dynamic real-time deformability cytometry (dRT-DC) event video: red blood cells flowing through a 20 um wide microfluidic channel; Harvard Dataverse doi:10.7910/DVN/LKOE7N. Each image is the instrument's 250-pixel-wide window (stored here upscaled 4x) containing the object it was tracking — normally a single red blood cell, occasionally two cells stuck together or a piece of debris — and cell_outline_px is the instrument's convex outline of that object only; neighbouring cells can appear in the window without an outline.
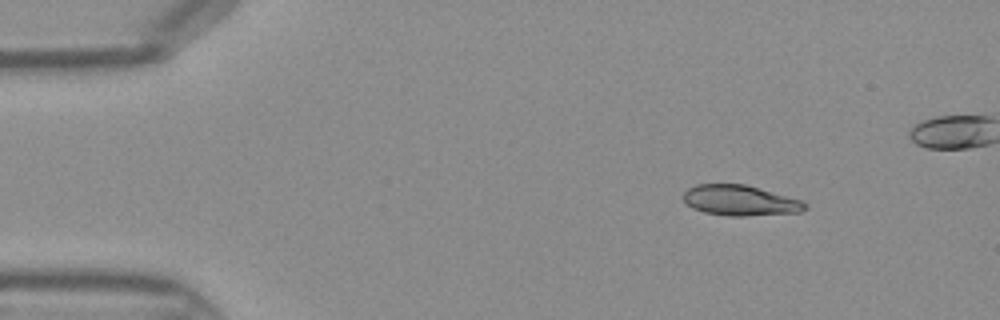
{"species": "Egyptian fruit bat (a non-hibernating species)", "species_latin": "Rousettus aegyptiacus", "temperature_condition": "warm", "stored_images_in_passage": 36, "camera_frame_rate_fps": 3000, "um_per_image_px": 0.085, "frame": {"image": 1, "passage_image": 1, "time_ms": 0.0, "image_size_px": [1000, 320], "cell_outline_px": [[808, 208], [800, 212], [744, 216], [728, 216], [704, 212], [692, 208], [684, 200], [684, 192], [688, 188], [696, 184], [744, 184], [800, 200], [808, 204]], "centroid_in_image_um": [62.9, 17.04], "position_along_channel_um": 22.1, "area_um2": 21.39}}
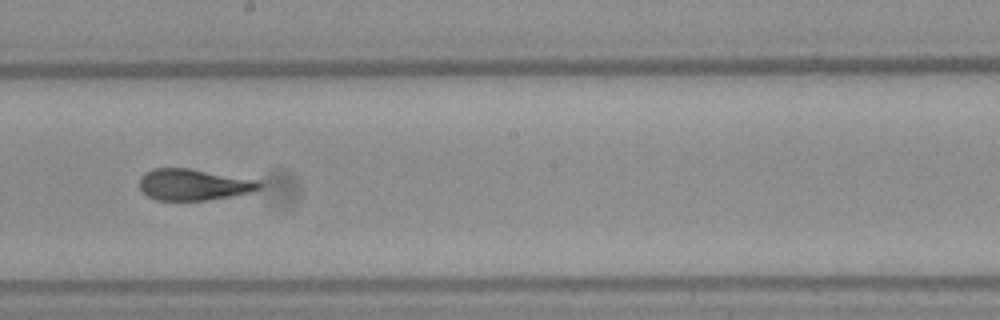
{"frame": {"image": 2, "passage_image": 20, "time_ms": 6.333, "image_size_px": [1000, 320], "cell_outline_px": [[264, 184], [260, 188], [252, 192], [208, 200], [156, 200], [148, 196], [140, 188], [140, 176], [144, 172], [152, 168], [188, 168], [256, 180]], "centroid_in_image_um": [16.43, 15.69], "position_along_channel_um": 231.8, "area_um2": 21.79}}
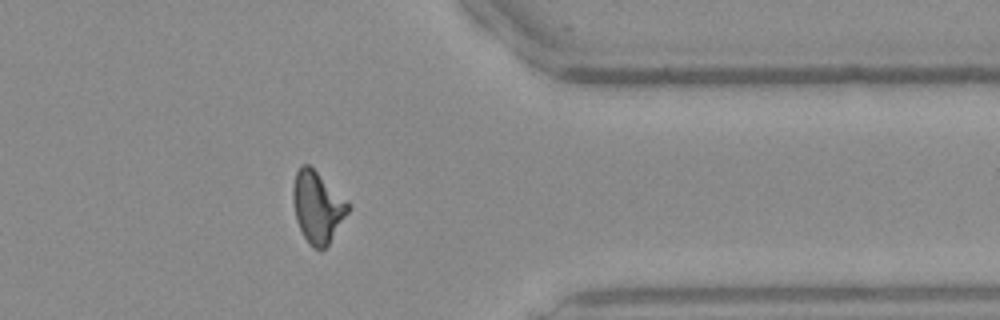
{"frame": {"image": 3, "passage_image": 31, "time_ms": 10.0, "image_size_px": [1000, 320], "cell_outline_px": [[348, 212], [328, 244], [320, 252], [312, 248], [308, 244], [296, 220], [292, 200], [292, 188], [296, 172], [300, 164], [308, 164], [348, 204]], "centroid_in_image_um": [26.92, 17.63], "position_along_channel_um": 384.5, "area_um2": 22.31}}